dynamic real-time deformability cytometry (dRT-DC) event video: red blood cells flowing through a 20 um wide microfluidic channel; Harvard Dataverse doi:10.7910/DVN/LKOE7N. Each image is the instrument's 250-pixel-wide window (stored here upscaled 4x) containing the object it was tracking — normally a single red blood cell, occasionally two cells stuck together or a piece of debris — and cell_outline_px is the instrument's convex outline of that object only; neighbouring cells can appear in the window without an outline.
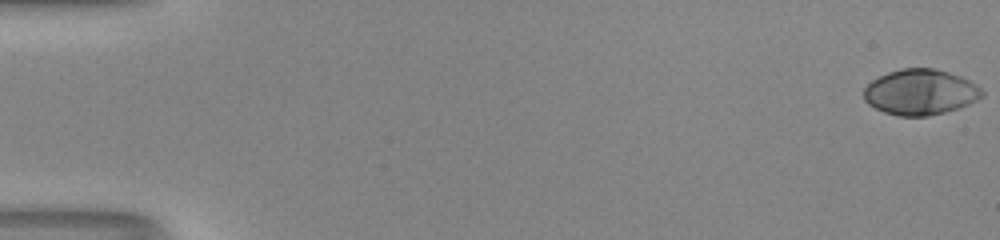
{"species": "human", "species_latin": "Homo sapiens", "temperature_condition": "room temperature", "stored_images_in_passage": 53, "camera_frame_rate_fps": 3000, "um_per_image_px": 0.085, "donor": {"sex": "male"}, "frame": {"image": 1, "passage_image": 1, "time_ms": 0.0, "image_size_px": [1000, 240], "cell_outline_px": [[984, 96], [968, 104], [944, 112], [928, 116], [900, 116], [884, 112], [868, 104], [864, 100], [864, 88], [872, 80], [888, 72], [900, 68], [932, 68], [948, 72], [960, 76], [976, 84], [984, 92]], "centroid_in_image_um": [78.22, 7.82], "position_along_channel_um": 6.8, "area_um2": 31.27}}
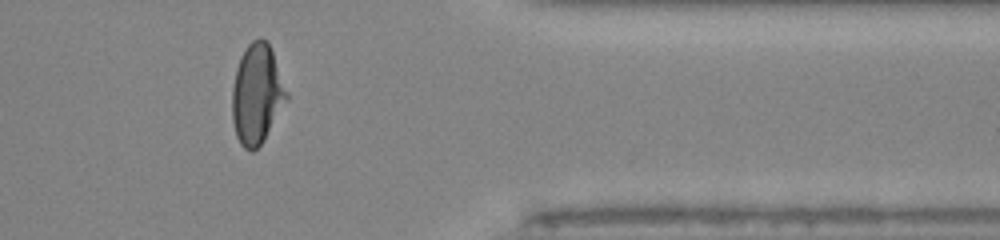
{"frame": {"image": 2, "passage_image": 44, "time_ms": 14.333, "image_size_px": [1000, 240], "cell_outline_px": [[288, 100], [264, 140], [252, 152], [244, 148], [240, 144], [236, 136], [232, 120], [232, 88], [236, 68], [240, 56], [248, 44], [252, 40], [260, 36], [268, 40], [288, 92]], "centroid_in_image_um": [21.84, 7.98], "position_along_channel_um": 389.6, "area_um2": 32.02}}
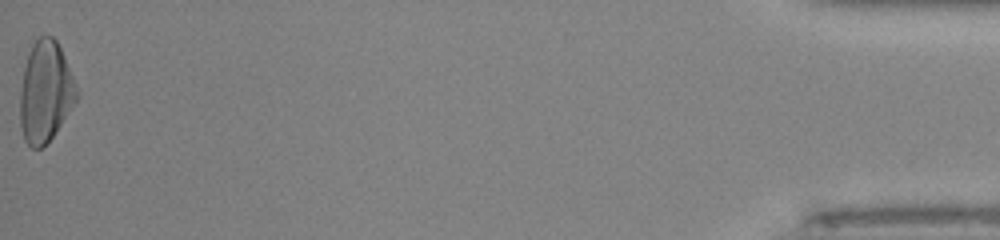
{"frame": {"image": 3, "passage_image": 53, "time_ms": 17.333, "image_size_px": [1000, 240], "cell_outline_px": [[80, 96], [52, 136], [40, 148], [32, 148], [24, 140], [20, 124], [20, 92], [24, 68], [28, 52], [32, 44], [40, 36], [52, 36], [56, 40], [64, 56], [80, 92]], "centroid_in_image_um": [3.87, 7.79], "position_along_channel_um": 431.3, "area_um2": 33.18}, "authors_computed_cell_mechanics": {"area_um2": 30.9808, "velocity_mm_per_s": 4.1352, "shape_relaxation_time_tau1_ms": 4.9989, "shape_relaxation_time_tau2_ms": 0.93, "deformation_change_tau1": 0.2433, "deformation_change_tau2": 0.0417}}